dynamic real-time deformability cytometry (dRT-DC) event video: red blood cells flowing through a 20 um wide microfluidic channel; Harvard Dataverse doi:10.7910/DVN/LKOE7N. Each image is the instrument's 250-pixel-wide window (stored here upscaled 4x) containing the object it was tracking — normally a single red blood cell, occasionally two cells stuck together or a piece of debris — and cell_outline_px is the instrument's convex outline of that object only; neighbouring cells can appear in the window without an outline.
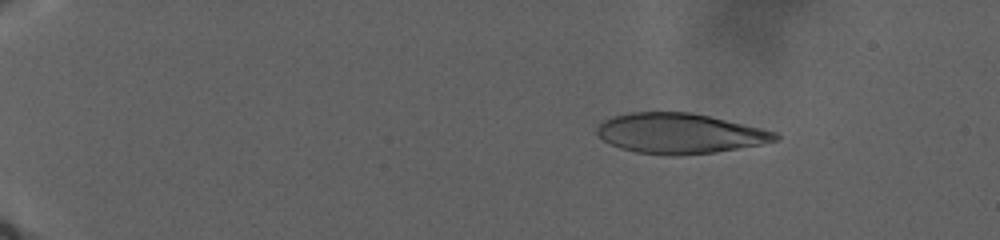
{"species": "human", "species_latin": "Homo sapiens", "temperature_condition": "warm", "stored_images_in_passage": 78, "camera_frame_rate_fps": 3000, "um_per_image_px": 0.085, "donor": {"sex": "male"}, "frame": {"image": 1, "passage_image": 16, "time_ms": 6.333, "image_size_px": [1000, 240], "cell_outline_px": [[780, 136], [776, 140], [760, 144], [716, 152], [680, 156], [672, 156], [636, 152], [620, 148], [604, 140], [596, 132], [596, 128], [604, 120], [612, 116], [632, 112], [688, 112], [708, 116], [744, 124], [776, 132]], "centroid_in_image_um": [57.75, 11.35], "position_along_channel_um": 27.3, "area_um2": 41.5}}
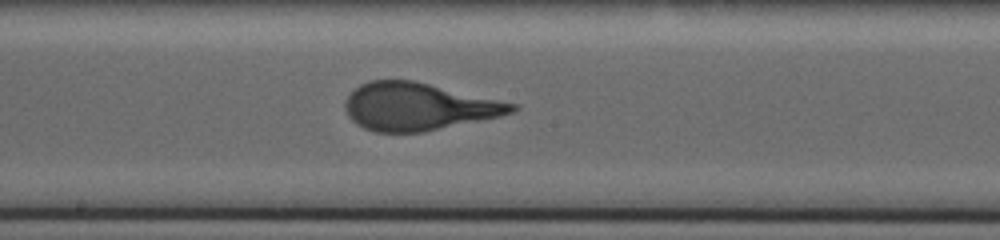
{"frame": {"image": 2, "passage_image": 52, "time_ms": 23.667, "image_size_px": [1000, 240], "cell_outline_px": [[520, 108], [516, 112], [500, 116], [424, 132], [376, 132], [364, 128], [356, 124], [348, 116], [344, 108], [344, 100], [360, 84], [368, 80], [416, 80], [520, 104]], "centroid_in_image_um": [35.59, 9.05], "position_along_channel_um": 212.6, "area_um2": 46.7}}
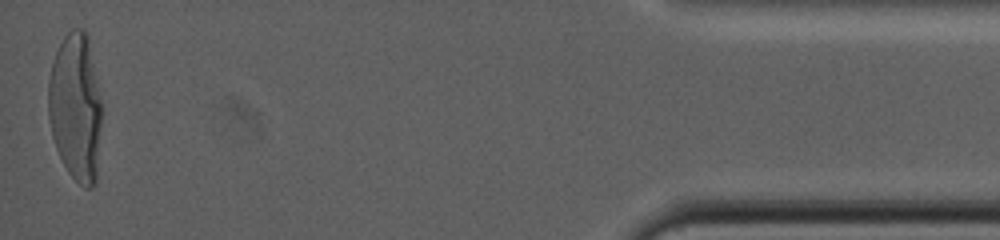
{"frame": {"image": 3, "passage_image": 78, "time_ms": 39.0, "image_size_px": [1000, 240], "cell_outline_px": [[100, 124], [96, 184], [92, 188], [84, 188], [68, 172], [56, 148], [52, 136], [48, 116], [48, 80], [52, 64], [56, 52], [64, 36], [72, 28], [84, 28], [88, 36], [100, 100]], "centroid_in_image_um": [6.41, 9.11], "position_along_channel_um": 428.8, "area_um2": 45.72}}